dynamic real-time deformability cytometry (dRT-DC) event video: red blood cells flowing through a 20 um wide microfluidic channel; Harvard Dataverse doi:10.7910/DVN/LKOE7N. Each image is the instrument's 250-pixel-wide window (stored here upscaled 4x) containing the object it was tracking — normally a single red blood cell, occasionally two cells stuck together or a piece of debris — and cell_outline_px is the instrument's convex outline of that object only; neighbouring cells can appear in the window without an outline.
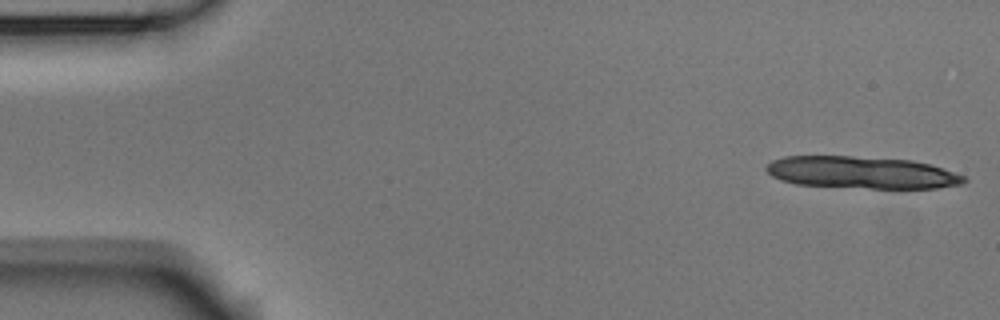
{"species": "Egyptian fruit bat (a non-hibernating species)", "species_latin": "Rousettus aegyptiacus", "temperature_condition": "room temperature", "stored_images_in_passage": 11, "camera_frame_rate_fps": 3000, "um_per_image_px": 0.085, "animal": {"sex": "male"}, "frame": {"image": 1, "passage_image": 1, "time_ms": 0.0, "image_size_px": [1000, 320], "cell_outline_px": [[968, 180], [964, 184], [936, 188], [872, 188], [796, 184], [780, 180], [772, 176], [764, 168], [772, 160], [784, 156], [852, 156], [912, 160], [928, 164], [964, 176]], "centroid_in_image_um": [73.22, 14.66], "position_along_channel_um": 11.8, "area_um2": 36.82}}